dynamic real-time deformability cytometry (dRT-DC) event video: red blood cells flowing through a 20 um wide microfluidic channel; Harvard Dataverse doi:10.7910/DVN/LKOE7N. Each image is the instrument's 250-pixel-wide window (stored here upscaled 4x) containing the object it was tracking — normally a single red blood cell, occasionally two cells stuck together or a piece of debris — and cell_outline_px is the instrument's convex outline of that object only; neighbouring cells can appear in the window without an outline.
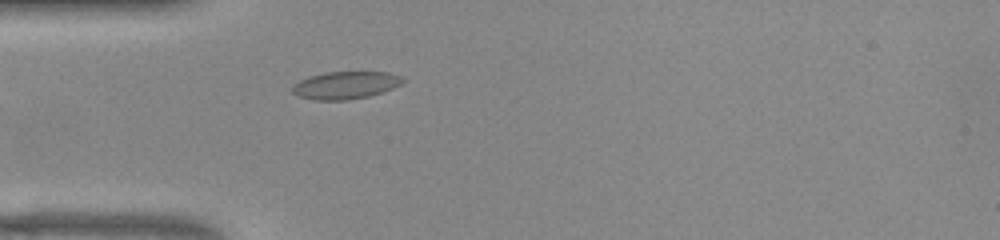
{"species": "common noctule bat (a hibernating species)", "species_latin": "Nyctalus noctula", "temperature_condition": "warm", "stored_images_in_passage": 39, "camera_frame_rate_fps": 3000, "um_per_image_px": 0.085, "animal": {"sex": "female", "body_mass_g": 22.0, "forearm_length_mm": 56.7}, "frame": {"image": 1, "passage_image": 2, "time_ms": 0.333, "image_size_px": [1000, 240], "cell_outline_px": [[408, 80], [392, 88], [368, 96], [348, 100], [312, 100], [296, 96], [292, 92], [292, 88], [300, 80], [308, 76], [324, 72], [388, 72], [404, 76]], "centroid_in_image_um": [29.37, 7.23], "position_along_channel_um": 55.6, "area_um2": 17.86}}
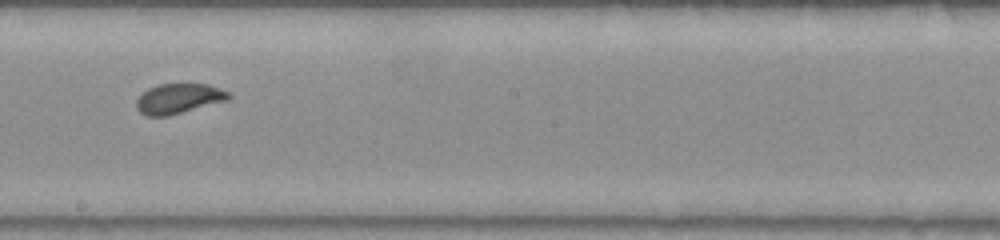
{"frame": {"image": 2, "passage_image": 16, "time_ms": 5.0, "image_size_px": [1000, 240], "cell_outline_px": [[232, 96], [228, 100], [168, 116], [148, 116], [140, 112], [136, 108], [136, 100], [148, 88], [156, 84], [208, 84], [220, 88], [228, 92]], "centroid_in_image_um": [15.19, 8.38], "position_along_channel_um": 233.0, "area_um2": 16.13}}
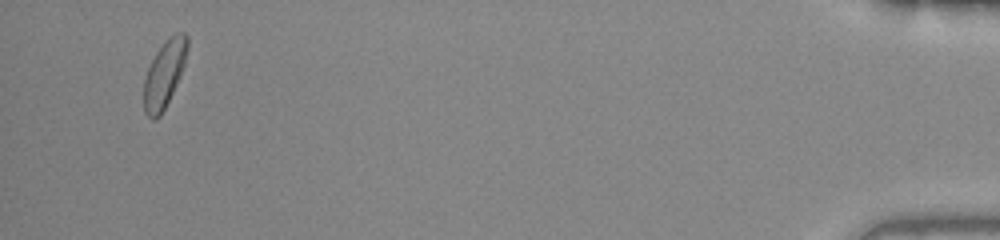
{"frame": {"image": 3, "passage_image": 37, "time_ms": 12.0, "image_size_px": [1000, 240], "cell_outline_px": [[188, 48], [184, 64], [180, 76], [160, 116], [156, 120], [152, 120], [144, 112], [144, 80], [148, 68], [156, 52], [176, 32], [184, 32], [188, 36]], "centroid_in_image_um": [13.97, 6.3], "position_along_channel_um": 421.2, "area_um2": 16.59}, "authors_computed_cell_mechanics": {"area_um2": 16.2996, "velocity_mm_per_s": 3.8921, "shape_relaxation_time_tau1_ms": 6.7388, "shape_relaxation_time_tau2_ms": null, "deformation_change_tau1": 0.1182, "deformation_change_tau2": null}}